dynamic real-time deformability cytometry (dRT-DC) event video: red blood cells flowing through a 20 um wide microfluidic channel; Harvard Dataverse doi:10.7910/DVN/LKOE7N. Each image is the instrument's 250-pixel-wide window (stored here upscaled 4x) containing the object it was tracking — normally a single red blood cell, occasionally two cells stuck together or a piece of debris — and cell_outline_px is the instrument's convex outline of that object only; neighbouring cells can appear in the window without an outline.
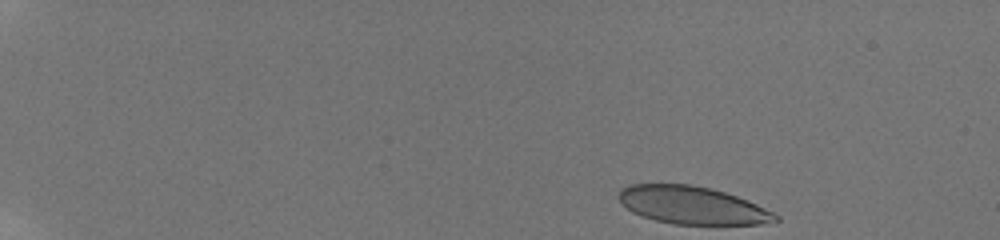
{"species": "human", "species_latin": "Homo sapiens", "temperature_condition": "room temperature", "stored_images_in_passage": 49, "camera_frame_rate_fps": 3000, "um_per_image_px": 0.085, "donor": {"sex": "male"}, "frame": {"image": 1, "passage_image": 1, "time_ms": 0.0, "image_size_px": [1000, 240], "cell_outline_px": [[780, 220], [760, 224], [672, 224], [656, 220], [632, 212], [616, 196], [620, 188], [632, 184], [692, 184], [712, 188], [748, 200], [780, 216]], "centroid_in_image_um": [58.83, 17.43], "position_along_channel_um": 26.2, "area_um2": 34.33}}
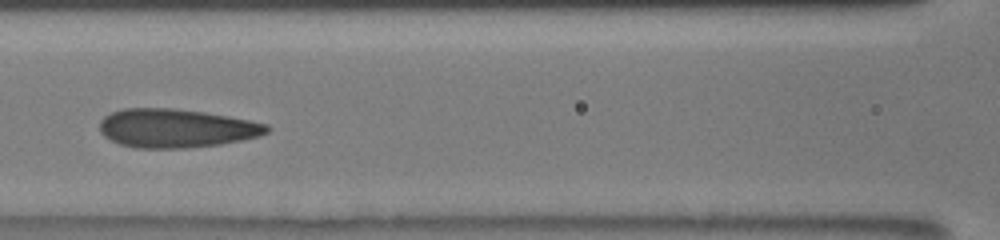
{"frame": {"image": 2, "passage_image": 22, "time_ms": 7.0, "image_size_px": [1000, 240], "cell_outline_px": [[272, 128], [268, 132], [260, 136], [220, 144], [184, 148], [136, 148], [120, 144], [104, 136], [100, 132], [100, 120], [104, 116], [112, 112], [124, 108], [172, 108], [204, 112], [228, 116], [268, 124]], "centroid_in_image_um": [14.97, 10.9], "position_along_channel_um": 151.6, "area_um2": 37.69}}
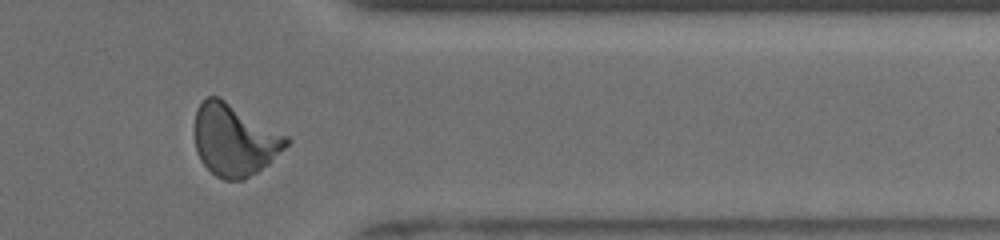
{"frame": {"image": 3, "passage_image": 41, "time_ms": 13.333, "image_size_px": [1000, 240], "cell_outline_px": [[292, 140], [268, 164], [244, 180], [224, 180], [216, 176], [200, 160], [196, 152], [196, 108], [208, 96], [220, 96], [288, 136]], "centroid_in_image_um": [19.94, 11.89], "position_along_channel_um": 391.5, "area_um2": 38.26}, "authors_computed_cell_mechanics": {"area_um2": 36.7608, "velocity_mm_per_s": 3.847, "shape_relaxation_time_tau1_ms": 5.9777, "shape_relaxation_time_tau2_ms": 0.7771, "deformation_change_tau1": 0.1853, "deformation_change_tau2": 0.0661}}